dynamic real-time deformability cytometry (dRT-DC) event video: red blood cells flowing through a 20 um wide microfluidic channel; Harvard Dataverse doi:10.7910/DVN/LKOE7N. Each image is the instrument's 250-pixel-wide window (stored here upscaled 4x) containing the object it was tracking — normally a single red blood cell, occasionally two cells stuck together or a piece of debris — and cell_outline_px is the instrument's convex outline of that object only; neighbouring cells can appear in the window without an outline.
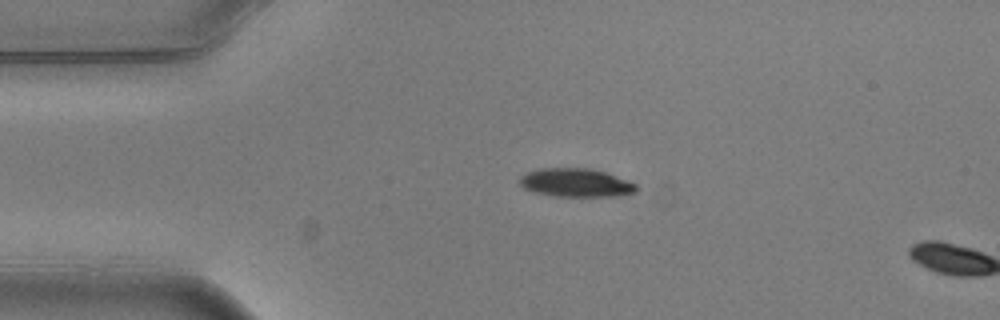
{"species": "common noctule bat (a hibernating species)", "species_latin": "Nyctalus noctula", "temperature_condition": "warm", "stored_images_in_passage": 4, "camera_frame_rate_fps": 3000, "um_per_image_px": 0.085, "animal": {"sex": "male", "body_mass_g": 20.5, "forearm_length_mm": 52.5}, "frame": {"image": 1, "passage_image": 3, "time_ms": 0.667, "image_size_px": [1000, 320], "cell_outline_px": [[640, 188], [636, 192], [620, 196], [552, 196], [532, 192], [524, 188], [520, 184], [520, 176], [528, 172], [540, 168], [588, 168], [604, 172], [628, 180], [636, 184]], "centroid_in_image_um": [48.97, 15.54], "position_along_channel_um": 36.0, "area_um2": 19.48}}